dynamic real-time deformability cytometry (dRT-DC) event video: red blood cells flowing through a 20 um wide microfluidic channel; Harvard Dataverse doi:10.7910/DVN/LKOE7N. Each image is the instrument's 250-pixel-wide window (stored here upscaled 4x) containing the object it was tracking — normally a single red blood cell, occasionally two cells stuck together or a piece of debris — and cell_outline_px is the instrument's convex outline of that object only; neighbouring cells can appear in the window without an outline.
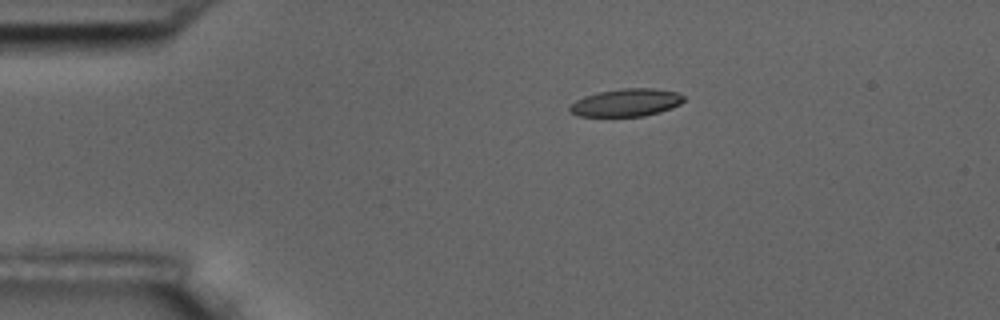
{"species": "common noctule bat (a hibernating species)", "species_latin": "Nyctalus noctula", "temperature_condition": "room temperature", "stored_images_in_passage": 9, "camera_frame_rate_fps": 3000, "um_per_image_px": 0.085, "animal": {"sex": "male", "body_mass_g": 17.5, "forearm_length_mm": 52.3}, "frame": {"image": 1, "passage_image": 1, "time_ms": 0.0, "image_size_px": [1000, 320], "cell_outline_px": [[684, 100], [680, 104], [672, 108], [660, 112], [644, 116], [576, 116], [568, 108], [576, 100], [584, 96], [600, 92], [620, 88], [652, 88], [676, 92], [684, 96]], "centroid_in_image_um": [53.24, 8.72], "position_along_channel_um": 31.8, "area_um2": 18.32}}
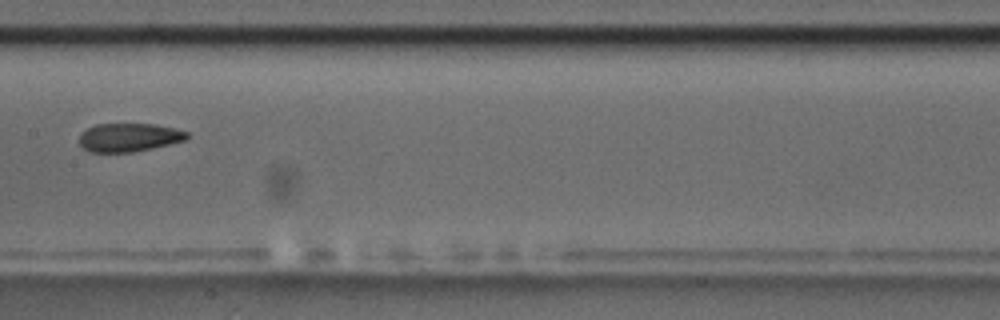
{"frame": {"image": 2, "passage_image": 6, "time_ms": 6.0, "image_size_px": [1000, 320], "cell_outline_px": [[188, 136], [184, 140], [152, 148], [132, 152], [88, 152], [80, 144], [80, 132], [96, 124], [156, 124], [188, 132]], "centroid_in_image_um": [10.92, 11.68], "position_along_channel_um": 196.5, "area_um2": 17.69}}
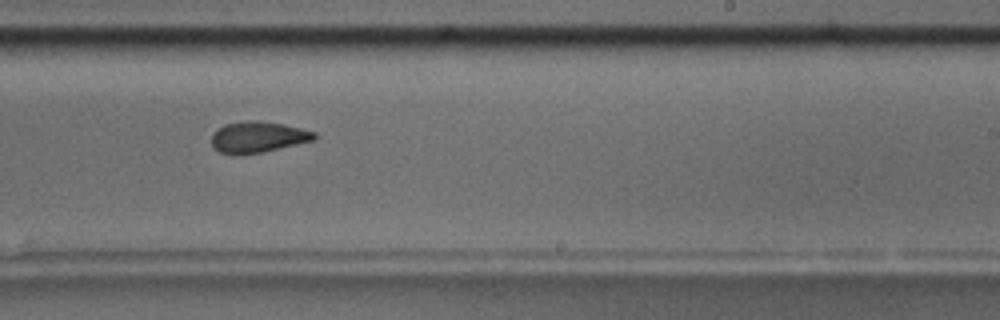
{"frame": {"image": 3, "passage_image": 8, "time_ms": 8.0, "image_size_px": [1000, 320], "cell_outline_px": [[316, 140], [260, 152], [220, 152], [212, 144], [212, 132], [224, 124], [248, 120], [260, 120], [300, 128], [316, 132]], "centroid_in_image_um": [21.95, 11.6], "position_along_channel_um": 267.0, "area_um2": 18.03}}